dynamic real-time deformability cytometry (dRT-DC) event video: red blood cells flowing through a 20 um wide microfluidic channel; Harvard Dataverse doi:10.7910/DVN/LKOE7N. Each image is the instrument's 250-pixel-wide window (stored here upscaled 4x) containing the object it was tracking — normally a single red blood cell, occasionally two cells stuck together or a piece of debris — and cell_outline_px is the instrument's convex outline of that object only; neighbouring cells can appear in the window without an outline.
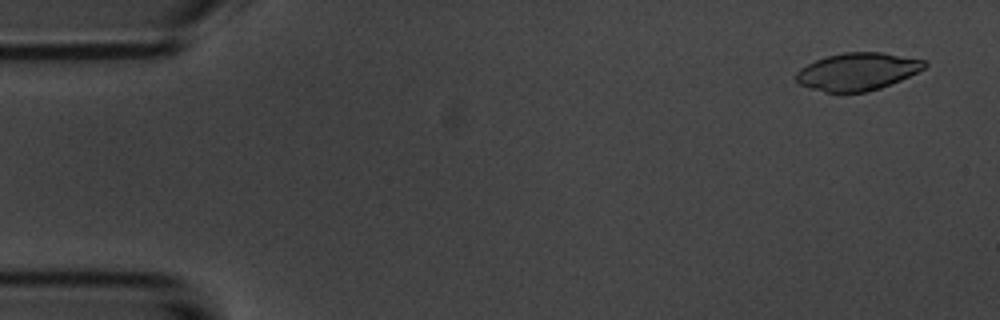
{"species": "common noctule bat (a hibernating species)", "species_latin": "Nyctalus noctula", "temperature_condition": "room temperature", "stored_images_in_passage": 4, "camera_frame_rate_fps": 3000, "um_per_image_px": 0.085, "animal": {"sex": "male", "body_mass_g": 20.1, "forearm_length_mm": 53.5}, "frame": {"image": 1, "passage_image": 1, "time_ms": 0.0, "image_size_px": [1000, 320], "cell_outline_px": [[928, 64], [924, 68], [900, 80], [880, 88], [868, 92], [824, 92], [808, 88], [800, 84], [796, 80], [796, 72], [800, 68], [816, 60], [828, 56], [844, 52], [884, 52], [928, 60]], "centroid_in_image_um": [72.9, 6.08], "position_along_channel_um": 12.1, "area_um2": 28.15}}